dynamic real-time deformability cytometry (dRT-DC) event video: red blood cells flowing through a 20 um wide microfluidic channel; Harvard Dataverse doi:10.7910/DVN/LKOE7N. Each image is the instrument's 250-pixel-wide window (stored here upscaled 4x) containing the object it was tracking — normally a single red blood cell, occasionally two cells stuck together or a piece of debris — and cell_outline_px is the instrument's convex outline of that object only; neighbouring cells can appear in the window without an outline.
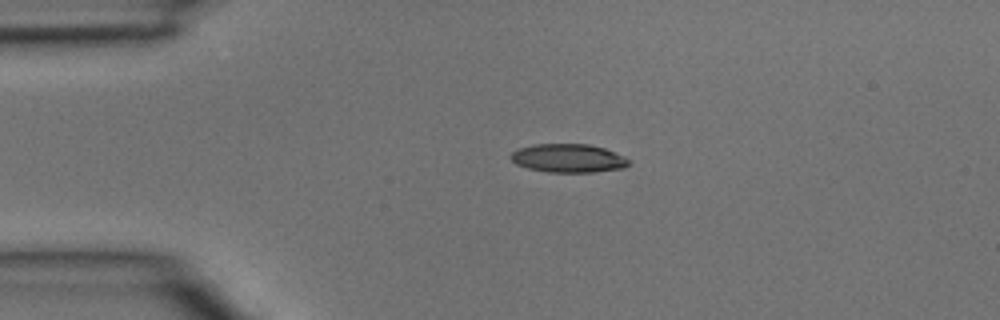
{"species": "common noctule bat (a hibernating species)", "species_latin": "Nyctalus noctula", "temperature_condition": "room temperature", "stored_images_in_passage": 3, "camera_frame_rate_fps": 3000, "um_per_image_px": 0.085, "animal": {"sex": "male", "body_mass_g": 15.6}, "frame": {"image": 1, "passage_image": 1, "time_ms": 0.0, "image_size_px": [1000, 320], "cell_outline_px": [[632, 164], [624, 168], [592, 172], [548, 172], [528, 168], [516, 164], [508, 156], [512, 152], [520, 148], [536, 144], [588, 144], [604, 148], [624, 156]], "centroid_in_image_um": [48.32, 13.45], "position_along_channel_um": 36.7, "area_um2": 19.59}}
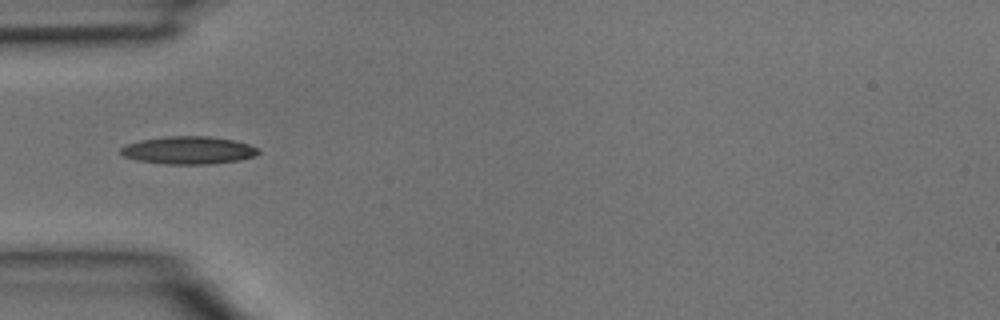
{"frame": {"image": 2, "passage_image": 2, "time_ms": 0.333, "image_size_px": [1000, 320], "cell_outline_px": [[260, 152], [256, 156], [240, 160], [208, 164], [168, 164], [136, 160], [124, 156], [120, 152], [120, 148], [128, 144], [140, 140], [164, 136], [208, 136], [232, 140], [248, 144], [256, 148]], "centroid_in_image_um": [16.01, 12.77], "position_along_channel_um": 69.0, "area_um2": 22.14}}
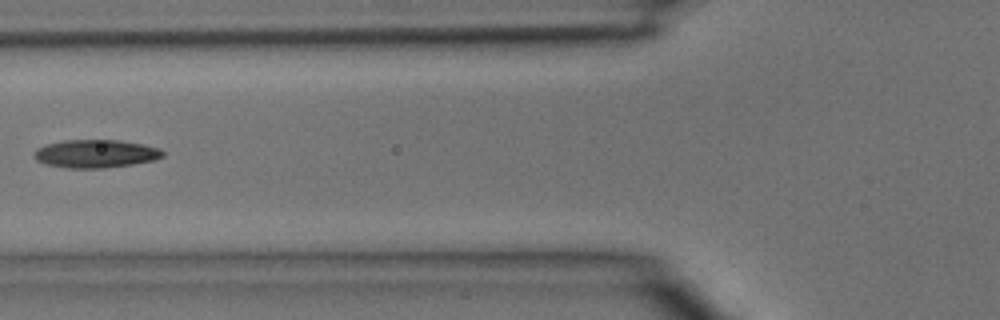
{"frame": {"image": 3, "passage_image": 3, "time_ms": 0.667, "image_size_px": [1000, 320], "cell_outline_px": [[164, 156], [152, 160], [132, 164], [104, 168], [64, 168], [44, 164], [36, 160], [32, 156], [32, 152], [36, 148], [44, 144], [64, 140], [120, 140], [144, 144], [160, 148], [164, 152]], "centroid_in_image_um": [8.07, 13.06], "position_along_channel_um": 117.7, "area_um2": 21.39}}